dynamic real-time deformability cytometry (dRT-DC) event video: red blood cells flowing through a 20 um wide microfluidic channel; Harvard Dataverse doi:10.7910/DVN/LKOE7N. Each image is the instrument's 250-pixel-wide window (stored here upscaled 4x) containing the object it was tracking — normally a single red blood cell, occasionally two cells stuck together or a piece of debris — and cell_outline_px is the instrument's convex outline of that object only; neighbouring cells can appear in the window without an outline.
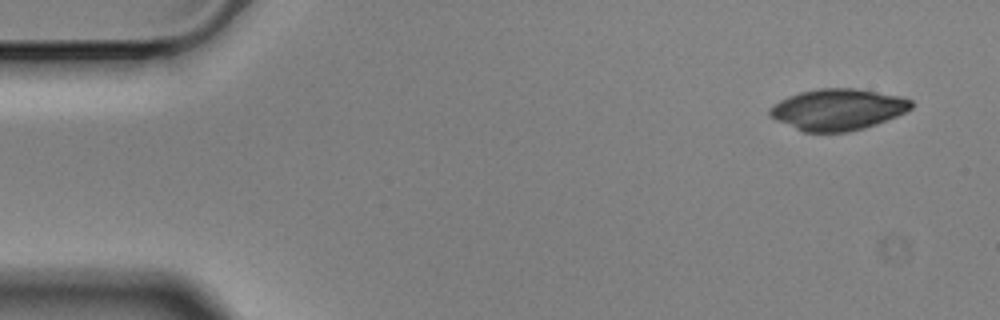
{"species": "Egyptian fruit bat (a non-hibernating species)", "species_latin": "Rousettus aegyptiacus", "temperature_condition": "cold", "stored_images_in_passage": 5, "camera_frame_rate_fps": 3000, "um_per_image_px": 0.085, "animal": {"sex": "male"}, "frame": {"image": 1, "passage_image": 1, "time_ms": 0.0, "image_size_px": [1000, 320], "cell_outline_px": [[912, 108], [896, 116], [876, 124], [864, 128], [848, 132], [804, 132], [776, 120], [768, 116], [768, 108], [780, 100], [788, 96], [800, 92], [820, 88], [856, 88], [900, 96], [912, 100]], "centroid_in_image_um": [71.18, 9.3], "position_along_channel_um": 13.8, "area_um2": 34.04}}